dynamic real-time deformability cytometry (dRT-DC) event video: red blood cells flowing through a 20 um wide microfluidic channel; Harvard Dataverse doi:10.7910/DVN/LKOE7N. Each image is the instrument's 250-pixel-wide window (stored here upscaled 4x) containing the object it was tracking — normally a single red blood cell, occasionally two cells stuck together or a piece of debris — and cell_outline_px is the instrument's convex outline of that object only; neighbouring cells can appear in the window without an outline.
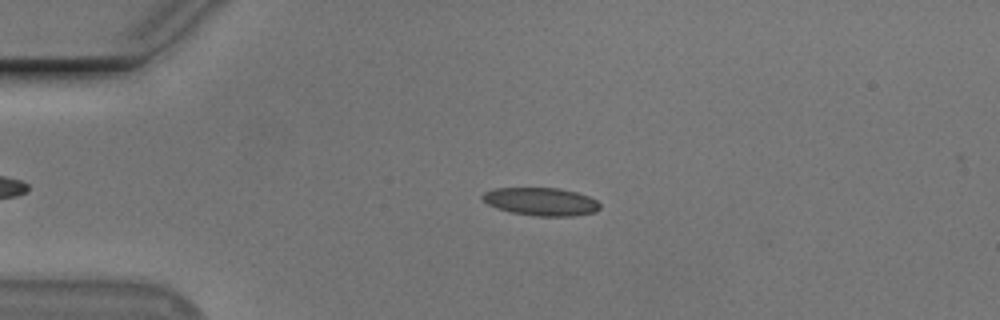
{"species": "Egyptian fruit bat (a non-hibernating species)", "species_latin": "Rousettus aegyptiacus", "temperature_condition": "cold", "stored_images_in_passage": 44, "camera_frame_rate_fps": 3000, "um_per_image_px": 0.085, "animal": {"sex": "male"}, "frame": {"image": 1, "passage_image": 2, "time_ms": 0.333, "image_size_px": [1000, 320], "cell_outline_px": [[600, 208], [596, 212], [572, 216], [536, 216], [512, 212], [496, 208], [488, 204], [480, 196], [484, 192], [496, 188], [560, 188], [576, 192], [588, 196], [596, 200], [600, 204]], "centroid_in_image_um": [46.0, 17.13], "position_along_channel_um": 39.0, "area_um2": 19.13}}
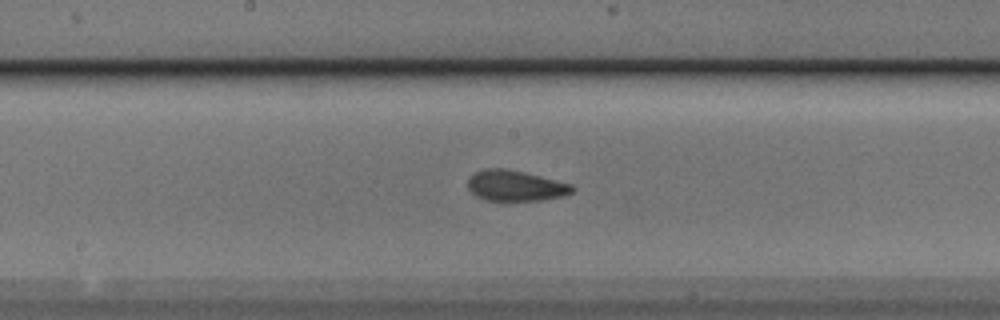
{"frame": {"image": 2, "passage_image": 18, "time_ms": 5.667, "image_size_px": [1000, 320], "cell_outline_px": [[576, 188], [572, 192], [564, 196], [544, 200], [484, 200], [476, 196], [468, 188], [468, 180], [476, 172], [484, 168], [504, 168], [524, 172], [572, 184]], "centroid_in_image_um": [43.84, 15.79], "position_along_channel_um": 204.4, "area_um2": 18.61}}
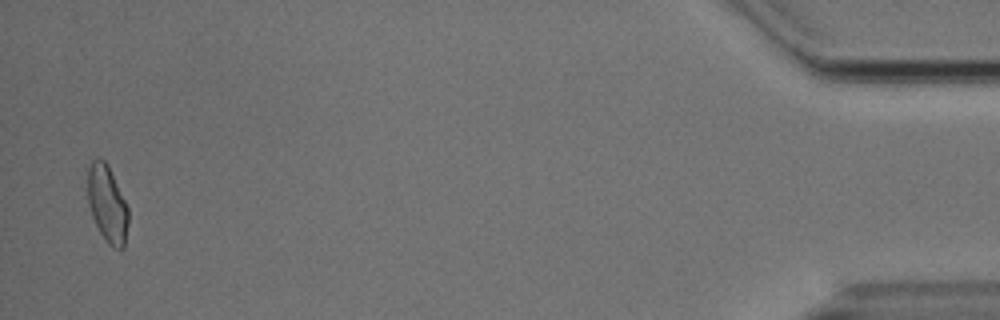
{"frame": {"image": 3, "passage_image": 43, "time_ms": 14.0, "image_size_px": [1000, 320], "cell_outline_px": [[128, 224], [124, 248], [120, 252], [112, 248], [104, 240], [92, 216], [88, 204], [88, 168], [92, 160], [96, 156], [100, 156], [108, 164], [128, 208]], "centroid_in_image_um": [9.12, 17.35], "position_along_channel_um": 426.1, "area_um2": 18.5}, "authors_computed_cell_mechanics": {"area_um2": 18.4382, "velocity_mm_per_s": 3.7213, "shape_relaxation_time_tau1_ms": 4.0625, "shape_relaxation_time_tau2_ms": 1.3881, "deformation_change_tau1": 0.1435, "deformation_change_tau2": 0.0867}}